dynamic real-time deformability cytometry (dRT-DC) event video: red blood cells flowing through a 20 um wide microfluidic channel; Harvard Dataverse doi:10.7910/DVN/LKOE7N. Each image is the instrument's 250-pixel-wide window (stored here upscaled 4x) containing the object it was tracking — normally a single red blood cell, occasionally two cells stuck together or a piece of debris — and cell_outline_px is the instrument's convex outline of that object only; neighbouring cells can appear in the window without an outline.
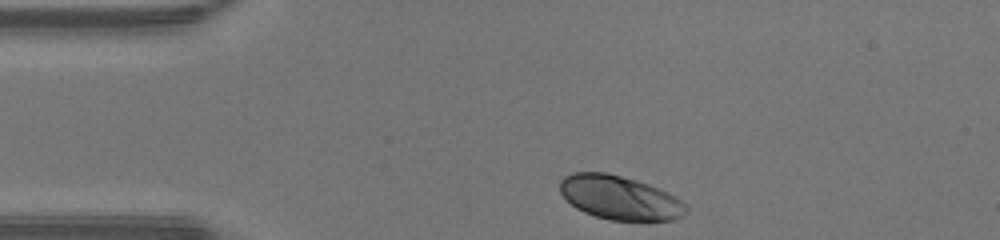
{"species": "human", "species_latin": "Homo sapiens", "temperature_condition": "warm", "stored_images_in_passage": 30, "camera_frame_rate_fps": 3000, "um_per_image_px": 0.085, "donor": {"sex": "male"}, "frame": {"image": 1, "passage_image": 1, "time_ms": 0.0, "image_size_px": [1000, 240], "cell_outline_px": [[688, 212], [684, 216], [676, 220], [608, 220], [584, 212], [576, 208], [560, 192], [560, 180], [564, 176], [572, 172], [604, 172], [636, 180], [648, 184], [668, 192], [676, 196], [688, 208]], "centroid_in_image_um": [52.69, 16.81], "position_along_channel_um": 32.3, "area_um2": 32.25}}
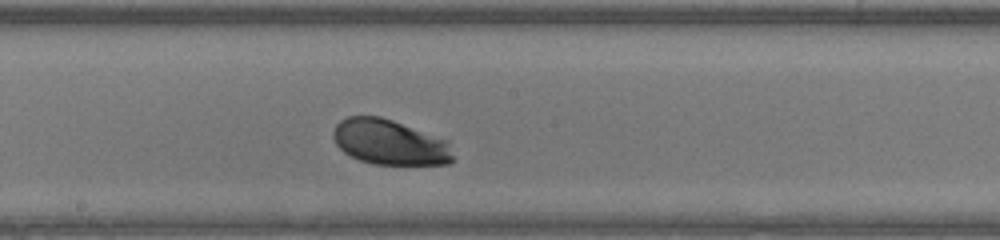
{"frame": {"image": 2, "passage_image": 17, "time_ms": 5.333, "image_size_px": [1000, 240], "cell_outline_px": [[452, 160], [448, 164], [372, 164], [360, 160], [344, 152], [336, 144], [332, 136], [332, 132], [336, 124], [340, 120], [348, 116], [380, 116], [392, 120], [448, 140], [452, 156]], "centroid_in_image_um": [33.09, 12.08], "position_along_channel_um": 215.1, "area_um2": 31.44}}
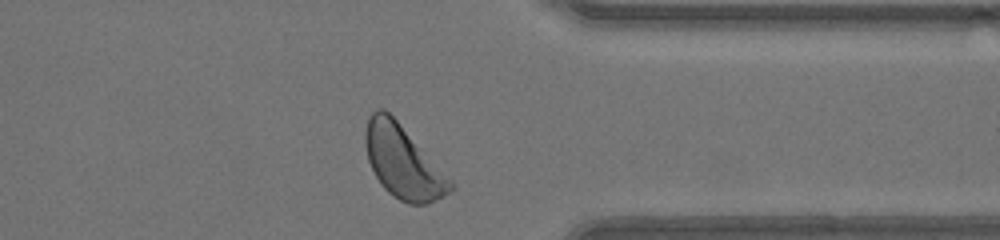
{"frame": {"image": 3, "passage_image": 29, "time_ms": 9.333, "image_size_px": [1000, 240], "cell_outline_px": [[456, 188], [428, 204], [408, 204], [400, 200], [388, 192], [380, 184], [368, 160], [364, 144], [364, 132], [368, 116], [376, 108], [384, 108], [396, 120], [456, 184]], "centroid_in_image_um": [34.24, 13.76], "position_along_channel_um": 377.2, "area_um2": 35.89}, "authors_computed_cell_mechanics": {"area_um2": 32.3102, "velocity_mm_per_s": 4.263, "shape_relaxation_time_tau1_ms": 1.4003, "shape_relaxation_time_tau2_ms": null, "deformation_change_tau1": 0.1072, "deformation_change_tau2": null}}